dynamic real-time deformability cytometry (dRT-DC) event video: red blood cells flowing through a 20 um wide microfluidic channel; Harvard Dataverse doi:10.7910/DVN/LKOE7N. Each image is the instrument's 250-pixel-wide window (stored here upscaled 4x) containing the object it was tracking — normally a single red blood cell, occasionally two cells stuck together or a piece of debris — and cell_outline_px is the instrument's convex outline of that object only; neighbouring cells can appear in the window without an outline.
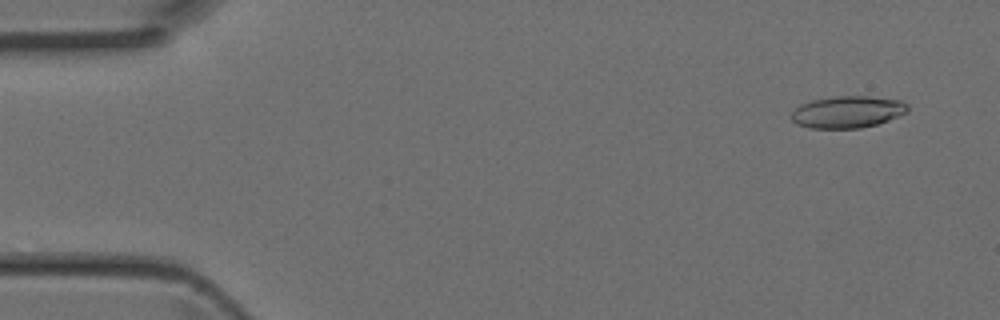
{"species": "Egyptian fruit bat (a non-hibernating species)", "species_latin": "Rousettus aegyptiacus", "temperature_condition": "room temperature", "stored_images_in_passage": 4, "segment_of_instrument_passage": [1, 2], "camera_frame_rate_fps": 3000, "um_per_image_px": 0.085, "animal": {"sex": "female"}, "frame": {"image": 1, "passage_image": 1, "time_ms": 0.0, "image_size_px": [1000, 320], "cell_outline_px": [[908, 112], [888, 120], [876, 124], [860, 128], [812, 128], [796, 124], [792, 120], [792, 112], [800, 104], [812, 100], [836, 96], [868, 96], [900, 100], [908, 104]], "centroid_in_image_um": [72.05, 9.51], "position_along_channel_um": 13.0, "area_um2": 21.56}}
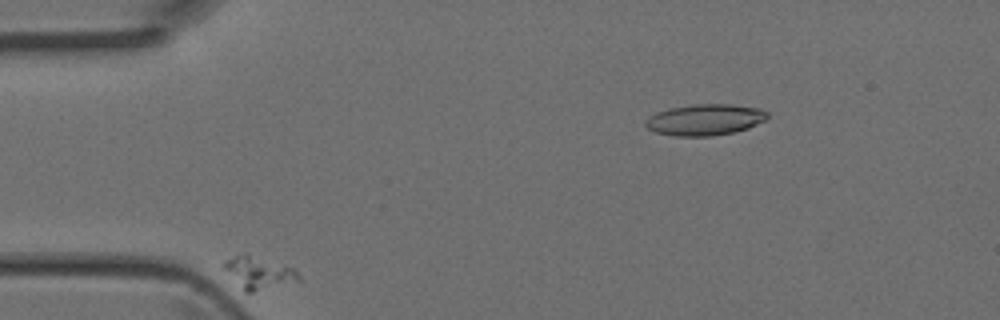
{"frame": {"image": 2, "passage_image": 2, "time_ms": 0.333, "image_size_px": [1000, 320], "cell_outline_px": [[300, 280], [252, 292], [244, 292], [224, 268], [224, 260], [244, 252], [296, 268], [300, 276]], "centroid_in_image_um": [22.0, 23.15], "position_along_channel_um": 63.0, "area_um2": 13.99}}
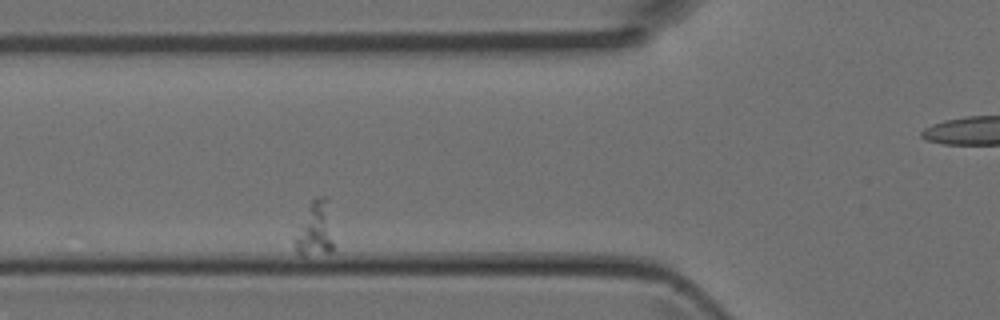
{"frame": {"image": 3, "passage_image": 3, "time_ms": 0.667, "image_size_px": [1000, 320], "cell_outline_px": [[332, 252], [304, 256], [300, 256], [296, 252], [296, 236], [300, 224], [312, 200], [320, 196], [328, 196], [332, 244]], "centroid_in_image_um": [26.8, 19.5], "position_along_channel_um": 99.0, "area_um2": 11.96}}